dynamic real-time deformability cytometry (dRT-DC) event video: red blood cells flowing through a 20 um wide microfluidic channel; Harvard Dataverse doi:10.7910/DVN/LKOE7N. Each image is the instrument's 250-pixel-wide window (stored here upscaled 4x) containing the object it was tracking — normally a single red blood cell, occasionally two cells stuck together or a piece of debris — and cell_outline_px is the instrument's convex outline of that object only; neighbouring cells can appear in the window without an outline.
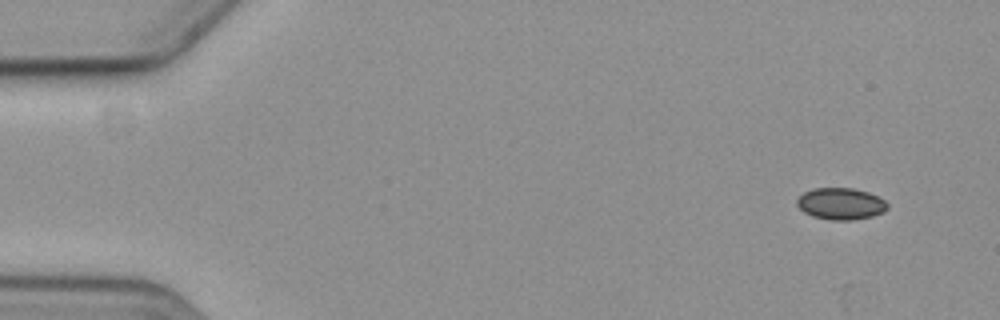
{"species": "common noctule bat (a hibernating species)", "species_latin": "Nyctalus noctula", "temperature_condition": "cold", "stored_images_in_passage": 5, "camera_frame_rate_fps": 3000, "um_per_image_px": 0.085, "animal": {"sex": "female", "body_mass_g": 19.3, "forearm_length_mm": 54.1}, "frame": {"image": 1, "passage_image": 1, "time_ms": 0.0, "image_size_px": [1000, 320], "cell_outline_px": [[888, 208], [884, 212], [872, 216], [852, 220], [832, 220], [812, 216], [804, 212], [796, 204], [796, 200], [804, 192], [812, 188], [852, 188], [868, 192], [884, 200], [888, 204]], "centroid_in_image_um": [71.46, 17.32], "position_along_channel_um": 13.5, "area_um2": 16.7}}